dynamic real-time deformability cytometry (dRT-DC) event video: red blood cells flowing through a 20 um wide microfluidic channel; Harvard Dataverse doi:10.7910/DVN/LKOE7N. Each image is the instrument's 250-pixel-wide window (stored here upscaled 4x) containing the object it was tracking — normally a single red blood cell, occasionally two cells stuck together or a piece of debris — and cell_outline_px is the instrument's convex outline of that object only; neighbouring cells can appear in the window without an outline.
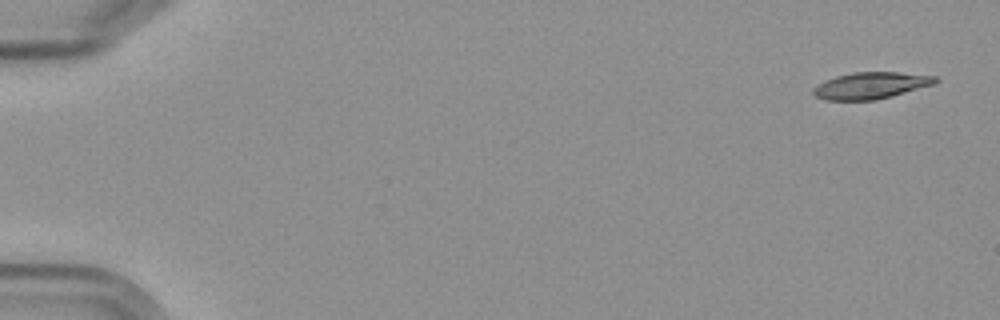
{"species": "Egyptian fruit bat (a non-hibernating species)", "species_latin": "Rousettus aegyptiacus", "temperature_condition": "cold", "stored_images_in_passage": 7, "camera_frame_rate_fps": 3000, "um_per_image_px": 0.085, "frame": {"image": 1, "passage_image": 1, "time_ms": 0.0, "image_size_px": [1000, 320], "cell_outline_px": [[940, 80], [932, 84], [892, 96], [876, 100], [824, 100], [816, 96], [812, 92], [812, 88], [824, 80], [836, 76], [852, 72], [900, 72], [936, 76]], "centroid_in_image_um": [73.99, 7.26], "position_along_channel_um": 11.0, "area_um2": 18.96}}
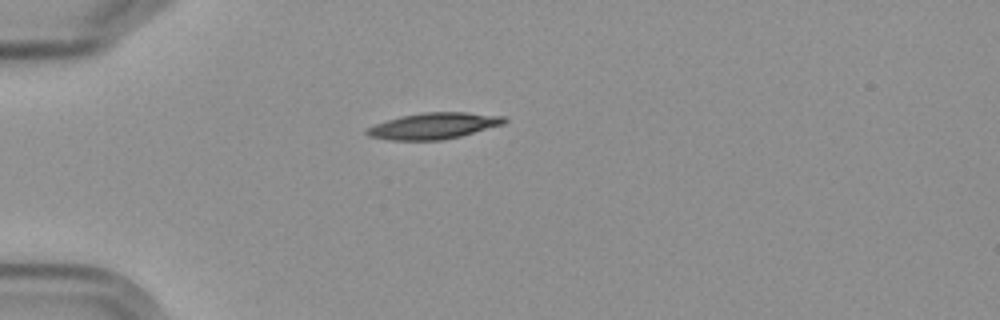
{"frame": {"image": 2, "passage_image": 5, "time_ms": 4.667, "image_size_px": [1000, 320], "cell_outline_px": [[508, 120], [504, 124], [460, 136], [440, 140], [392, 140], [368, 136], [364, 132], [368, 128], [376, 124], [400, 116], [424, 112], [464, 112], [504, 116]], "centroid_in_image_um": [36.88, 10.69], "position_along_channel_um": 48.1, "area_um2": 20.81}}
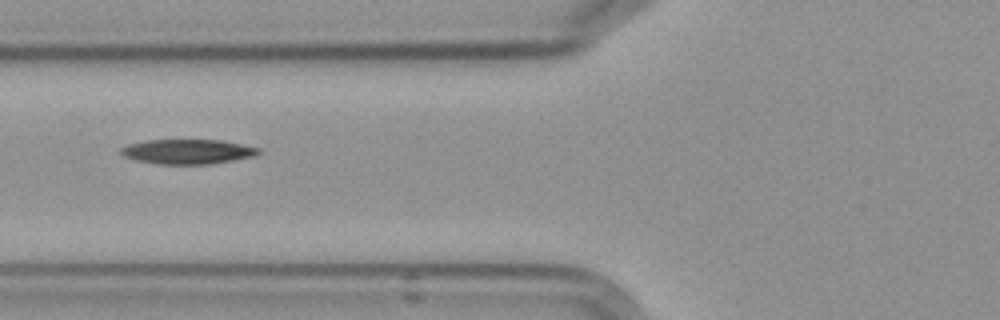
{"frame": {"image": 3, "passage_image": 7, "time_ms": 7.0, "image_size_px": [1000, 320], "cell_outline_px": [[260, 152], [256, 156], [212, 164], [156, 164], [136, 160], [124, 156], [120, 152], [120, 148], [128, 144], [148, 140], [224, 140], [260, 148]], "centroid_in_image_um": [15.97, 12.89], "position_along_channel_um": 109.8, "area_um2": 19.94}}